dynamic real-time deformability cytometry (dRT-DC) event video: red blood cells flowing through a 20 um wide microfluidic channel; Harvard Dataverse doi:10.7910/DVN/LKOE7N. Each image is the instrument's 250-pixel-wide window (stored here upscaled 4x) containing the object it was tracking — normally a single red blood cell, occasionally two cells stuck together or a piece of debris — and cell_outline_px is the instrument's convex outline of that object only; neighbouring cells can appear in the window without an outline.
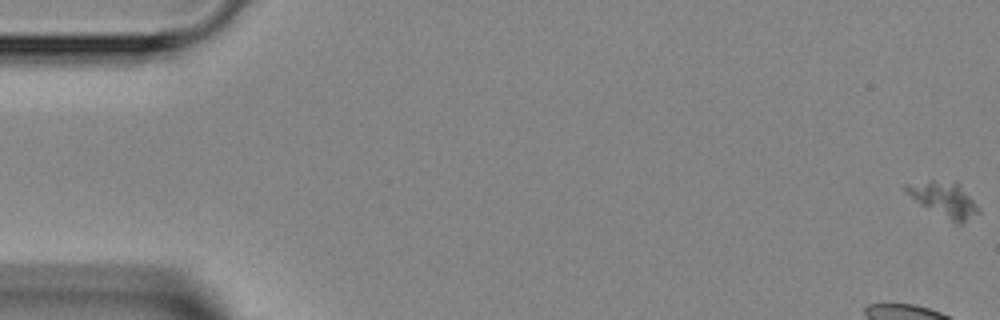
{"species": "Egyptian fruit bat (a non-hibernating species)", "species_latin": "Rousettus aegyptiacus", "temperature_condition": "room temperature", "stored_images_in_passage": 10, "camera_frame_rate_fps": 3000, "um_per_image_px": 0.085, "animal": {"sex": "female"}, "frame": {"image": 1, "passage_image": 1, "time_ms": 0.0, "image_size_px": [1000, 320], "cell_outline_px": [[980, 212], [960, 224], [956, 224], [920, 204], [904, 188], [904, 184], [932, 180], [960, 184], [976, 204]], "centroid_in_image_um": [80.26, 16.96], "position_along_channel_um": 4.7, "area_um2": 14.22}}